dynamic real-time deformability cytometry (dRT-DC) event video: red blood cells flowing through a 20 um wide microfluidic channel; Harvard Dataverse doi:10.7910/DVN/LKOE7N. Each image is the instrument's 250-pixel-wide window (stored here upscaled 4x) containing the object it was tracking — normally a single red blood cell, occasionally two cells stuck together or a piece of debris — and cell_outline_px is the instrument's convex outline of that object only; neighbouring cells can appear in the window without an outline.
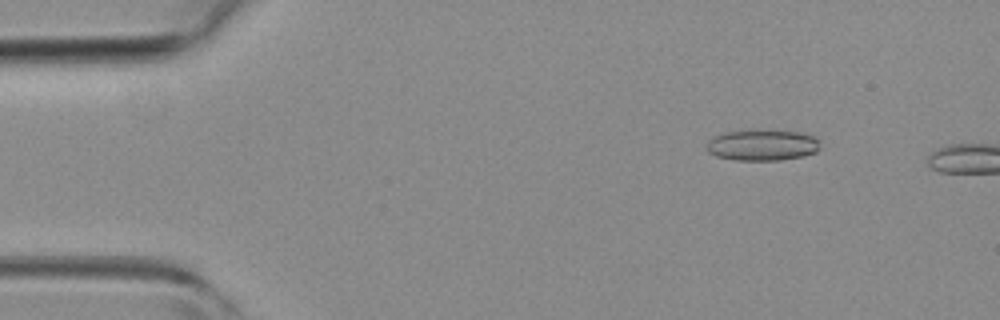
{"species": "common noctule bat (a hibernating species)", "species_latin": "Nyctalus noctula", "temperature_condition": "room temperature", "stored_images_in_passage": 3, "camera_frame_rate_fps": 3000, "um_per_image_px": 0.085, "animal": {"sex": "female", "body_mass_g": 19.3, "forearm_length_mm": 54.1}, "frame": {"image": 1, "passage_image": 2, "time_ms": 1.333, "image_size_px": [1000, 320], "cell_outline_px": [[820, 148], [816, 152], [804, 156], [780, 160], [736, 160], [716, 156], [708, 152], [704, 148], [704, 144], [712, 136], [724, 132], [748, 128], [760, 128], [800, 132], [812, 136], [816, 140]], "centroid_in_image_um": [64.71, 12.29], "position_along_channel_um": 20.3, "area_um2": 21.33}}